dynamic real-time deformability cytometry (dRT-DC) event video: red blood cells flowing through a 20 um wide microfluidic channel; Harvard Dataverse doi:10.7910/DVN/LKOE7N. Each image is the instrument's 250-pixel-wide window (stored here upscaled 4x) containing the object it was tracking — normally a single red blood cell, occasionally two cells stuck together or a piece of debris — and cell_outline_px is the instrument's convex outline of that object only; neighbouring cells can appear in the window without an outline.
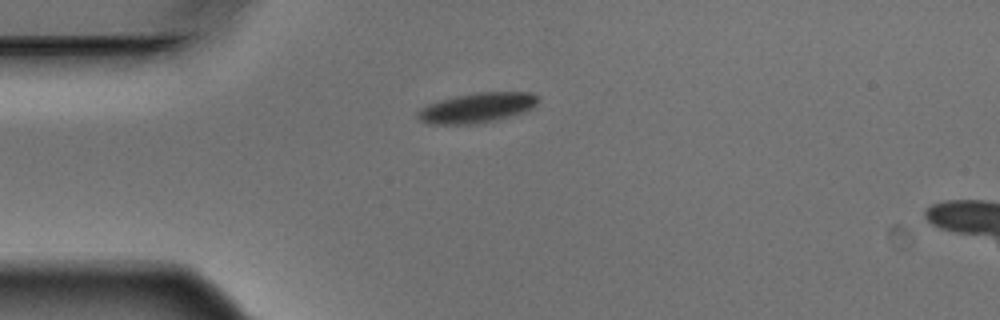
{"species": "Egyptian fruit bat (a non-hibernating species)", "species_latin": "Rousettus aegyptiacus", "temperature_condition": "warm", "stored_images_in_passage": 4, "camera_frame_rate_fps": 3000, "um_per_image_px": 0.085, "animal": {"sex": "male"}, "frame": {"image": 1, "passage_image": 1, "time_ms": 0.0, "image_size_px": [1000, 320], "cell_outline_px": [[540, 96], [536, 104], [532, 108], [496, 120], [472, 124], [428, 124], [420, 120], [416, 116], [416, 112], [428, 104], [440, 100], [456, 96], [476, 92], [532, 92]], "centroid_in_image_um": [40.53, 9.15], "position_along_channel_um": 44.5, "area_um2": 20.87}}
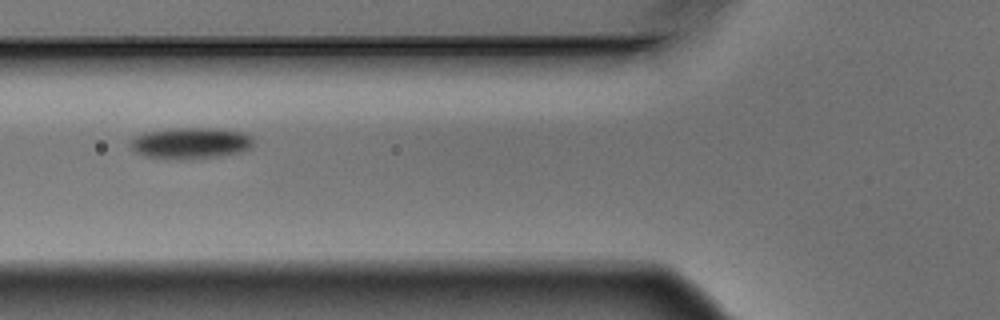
{"frame": {"image": 2, "passage_image": 3, "time_ms": 0.667, "image_size_px": [1000, 320], "cell_outline_px": [[252, 144], [248, 148], [236, 152], [216, 156], [180, 160], [144, 156], [136, 152], [128, 144], [136, 136], [144, 132], [172, 128], [220, 128], [240, 132], [252, 136]], "centroid_in_image_um": [16.14, 12.15], "position_along_channel_um": 109.7, "area_um2": 22.2}}
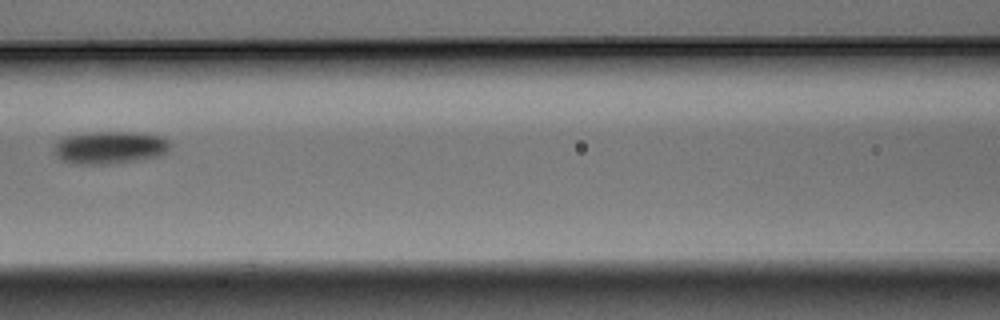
{"frame": {"image": 3, "passage_image": 4, "time_ms": 1.0, "image_size_px": [1000, 320], "cell_outline_px": [[168, 152], [160, 156], [112, 164], [72, 164], [56, 156], [56, 144], [64, 136], [92, 132], [136, 132], [160, 136], [168, 140]], "centroid_in_image_um": [9.35, 12.54], "position_along_channel_um": 157.2, "area_um2": 21.91}}